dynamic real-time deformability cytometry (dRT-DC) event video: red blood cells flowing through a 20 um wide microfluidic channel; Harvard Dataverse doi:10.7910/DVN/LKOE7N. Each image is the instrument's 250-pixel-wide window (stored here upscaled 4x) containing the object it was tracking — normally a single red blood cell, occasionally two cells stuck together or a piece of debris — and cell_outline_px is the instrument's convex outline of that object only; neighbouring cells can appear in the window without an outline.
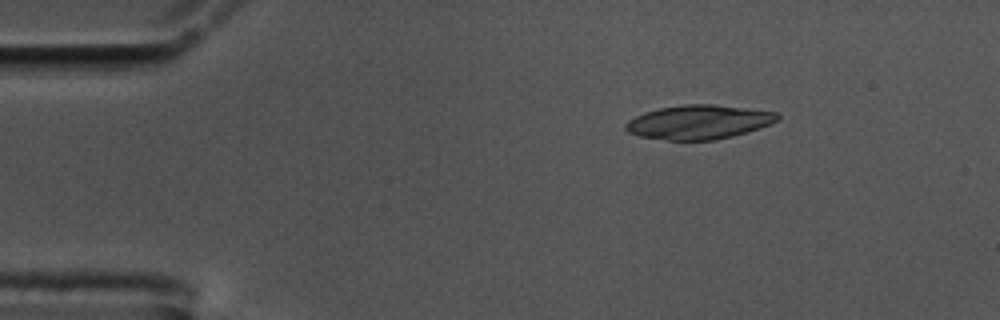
{"species": "common noctule bat (a hibernating species)", "species_latin": "Nyctalus noctula", "temperature_condition": "cold", "stored_images_in_passage": 48, "camera_frame_rate_fps": 3000, "um_per_image_px": 0.085, "animal": {"sex": "male", "body_mass_g": 17.5, "forearm_length_mm": 52.3}, "frame": {"image": 1, "passage_image": 1, "time_ms": 0.0, "image_size_px": [1000, 320], "cell_outline_px": [[780, 120], [772, 124], [760, 128], [732, 136], [716, 140], [668, 140], [640, 136], [628, 132], [624, 128], [624, 124], [628, 120], [644, 112], [660, 108], [684, 104], [712, 104], [776, 112], [780, 116]], "centroid_in_image_um": [59.4, 10.38], "position_along_channel_um": 25.6, "area_um2": 30.17}}
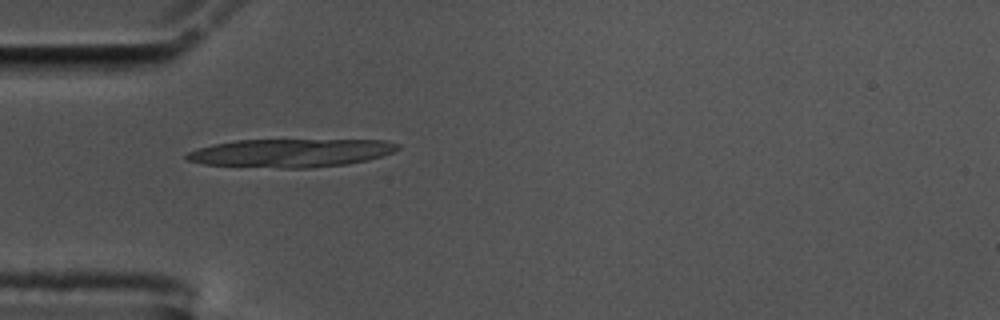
{"frame": {"image": 2, "passage_image": 9, "time_ms": 2.667, "image_size_px": [1000, 320], "cell_outline_px": [[400, 148], [392, 152], [368, 160], [348, 164], [312, 168], [280, 168], [204, 164], [184, 160], [184, 156], [188, 152], [196, 148], [212, 144], [236, 140], [388, 140], [400, 144]], "centroid_in_image_um": [24.7, 13.0], "position_along_channel_um": 60.3, "area_um2": 35.03}}